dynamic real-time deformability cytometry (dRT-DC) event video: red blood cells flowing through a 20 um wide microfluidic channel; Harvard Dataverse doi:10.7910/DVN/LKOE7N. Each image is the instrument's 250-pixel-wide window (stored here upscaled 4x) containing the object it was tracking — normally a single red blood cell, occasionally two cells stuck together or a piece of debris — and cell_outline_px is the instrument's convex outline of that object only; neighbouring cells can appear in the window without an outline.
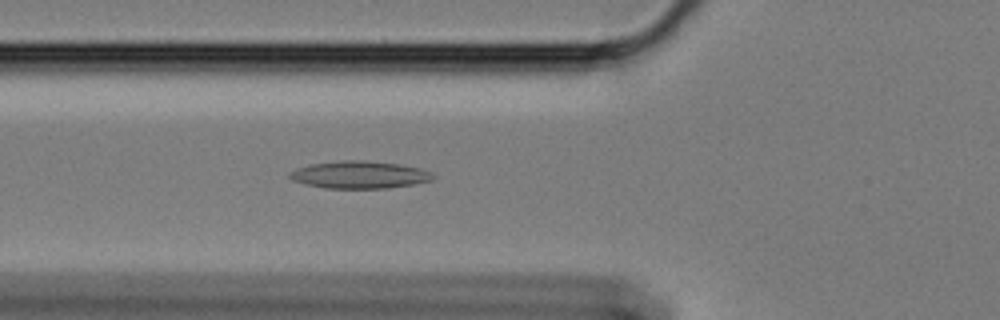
{"species": "Egyptian fruit bat (a non-hibernating species)", "species_latin": "Rousettus aegyptiacus", "temperature_condition": "cold", "stored_images_in_passage": 48, "camera_frame_rate_fps": 3000, "um_per_image_px": 0.085, "animal": {"sex": "female"}, "frame": {"image": 1, "passage_image": 11, "time_ms": 3.333, "image_size_px": [1000, 320], "cell_outline_px": [[436, 176], [432, 180], [412, 184], [388, 188], [324, 188], [292, 180], [288, 176], [288, 172], [296, 168], [312, 164], [344, 160], [364, 160], [400, 164], [420, 168], [432, 172]], "centroid_in_image_um": [30.57, 14.85], "position_along_channel_um": 95.2, "area_um2": 22.83}}
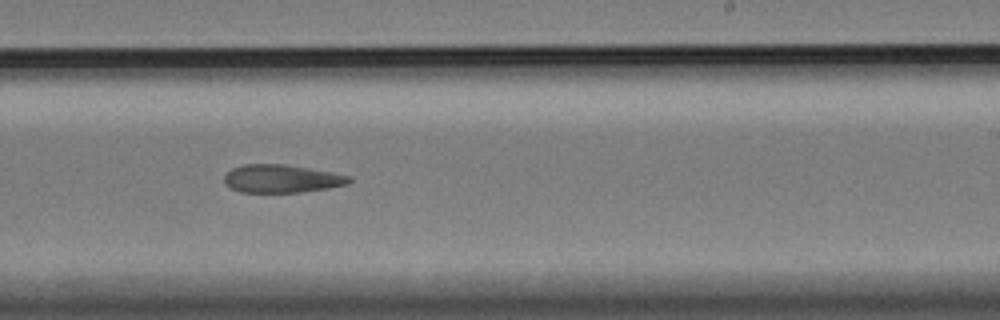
{"frame": {"image": 2, "passage_image": 26, "time_ms": 8.333, "image_size_px": [1000, 320], "cell_outline_px": [[352, 180], [348, 184], [328, 188], [300, 192], [240, 192], [224, 184], [224, 176], [232, 168], [244, 164], [284, 164], [332, 172], [352, 176]], "centroid_in_image_um": [23.95, 15.18], "position_along_channel_um": 265.1, "area_um2": 20.4}}
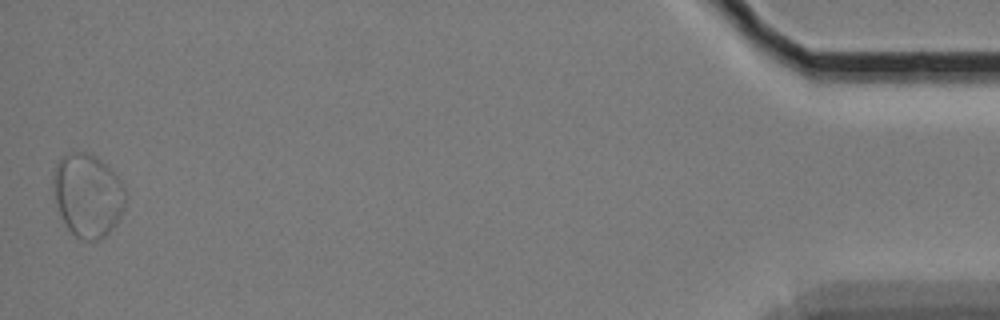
{"frame": {"image": 3, "passage_image": 48, "time_ms": 15.667, "image_size_px": [1000, 320], "cell_outline_px": [[124, 208], [116, 224], [100, 240], [80, 240], [68, 228], [56, 204], [52, 188], [52, 172], [56, 164], [64, 156], [72, 152], [92, 152], [108, 164], [120, 180], [124, 188]], "centroid_in_image_um": [7.44, 16.56], "position_along_channel_um": 427.8, "area_um2": 35.2}}